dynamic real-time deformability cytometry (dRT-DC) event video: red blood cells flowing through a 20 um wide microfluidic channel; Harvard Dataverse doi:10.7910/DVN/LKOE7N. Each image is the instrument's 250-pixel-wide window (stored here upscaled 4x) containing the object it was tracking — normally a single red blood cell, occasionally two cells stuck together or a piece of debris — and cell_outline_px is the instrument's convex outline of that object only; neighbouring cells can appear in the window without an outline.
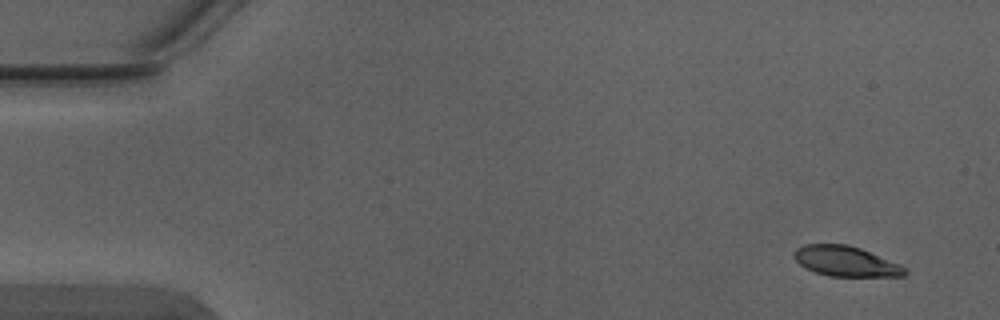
{"species": "Egyptian fruit bat (a non-hibernating species)", "species_latin": "Rousettus aegyptiacus", "temperature_condition": "warm", "stored_images_in_passage": 4, "camera_frame_rate_fps": 3000, "um_per_image_px": 0.085, "animal": {"sex": "male"}, "frame": {"image": 1, "passage_image": 1, "time_ms": 0.0, "image_size_px": [1000, 320], "cell_outline_px": [[908, 272], [904, 276], [828, 276], [816, 272], [800, 264], [792, 256], [796, 248], [804, 244], [848, 244], [860, 248], [900, 264]], "centroid_in_image_um": [71.88, 22.2], "position_along_channel_um": 13.1, "area_um2": 19.36}}
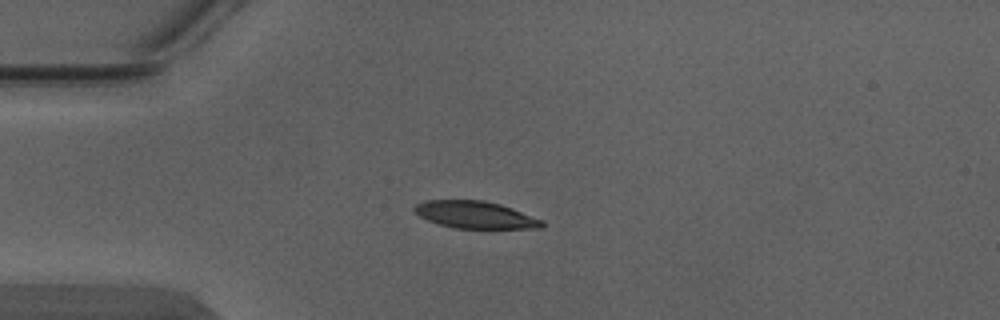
{"frame": {"image": 2, "passage_image": 4, "time_ms": 1.0, "image_size_px": [1000, 320], "cell_outline_px": [[544, 228], [456, 228], [440, 224], [428, 220], [420, 216], [412, 208], [416, 204], [424, 200], [484, 200], [500, 204], [512, 208], [544, 220]], "centroid_in_image_um": [40.42, 18.25], "position_along_channel_um": 44.6, "area_um2": 20.17}}